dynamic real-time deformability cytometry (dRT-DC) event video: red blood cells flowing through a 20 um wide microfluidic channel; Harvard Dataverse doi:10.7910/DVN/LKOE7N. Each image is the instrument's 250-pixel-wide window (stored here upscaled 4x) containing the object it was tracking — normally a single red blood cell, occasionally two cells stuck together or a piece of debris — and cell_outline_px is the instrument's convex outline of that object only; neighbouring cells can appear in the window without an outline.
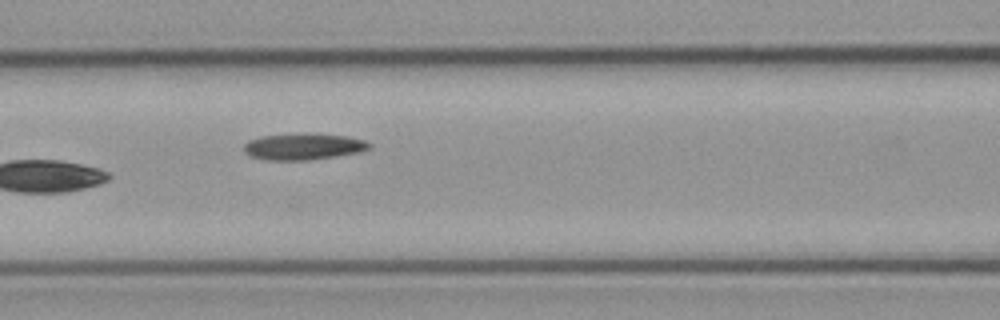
{"species": "common noctule bat (a hibernating species)", "species_latin": "Nyctalus noctula", "temperature_condition": "cold", "stored_images_in_passage": 6, "camera_frame_rate_fps": 3000, "um_per_image_px": 0.085, "animal": {"sex": "male", "body_mass_g": 23.1, "forearm_length_mm": 52.7}, "frame": {"image": 1, "passage_image": 6, "time_ms": 6.333, "image_size_px": [1000, 320], "cell_outline_px": [[372, 148], [360, 152], [336, 156], [308, 160], [268, 160], [248, 156], [244, 152], [244, 144], [248, 140], [260, 136], [308, 132], [344, 136], [364, 140], [372, 144]], "centroid_in_image_um": [25.77, 12.45], "position_along_channel_um": 140.8, "area_um2": 19.65}}